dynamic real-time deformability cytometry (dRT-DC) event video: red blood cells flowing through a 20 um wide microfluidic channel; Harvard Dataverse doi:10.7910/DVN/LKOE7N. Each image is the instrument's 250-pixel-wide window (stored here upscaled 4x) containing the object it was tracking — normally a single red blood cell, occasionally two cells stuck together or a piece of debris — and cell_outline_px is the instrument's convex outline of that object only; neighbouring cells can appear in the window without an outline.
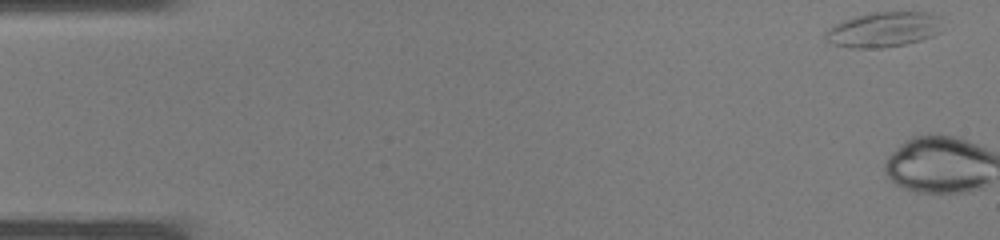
{"species": "common noctule bat (a hibernating species)", "species_latin": "Nyctalus noctula", "temperature_condition": "warm", "stored_images_in_passage": 2, "camera_frame_rate_fps": 3000, "um_per_image_px": 0.085, "animal": {"sex": "male", "body_mass_g": 19.0, "forearm_length_mm": 50.8}, "frame": {"image": 1, "passage_image": 1, "time_ms": 0.0, "image_size_px": [1000, 240], "cell_outline_px": [[940, 32], [932, 36], [920, 40], [904, 44], [880, 48], [852, 48], [832, 44], [824, 40], [824, 32], [836, 24], [844, 20], [856, 16], [872, 12], [928, 12], [940, 16]], "centroid_in_image_um": [75.09, 2.51], "position_along_channel_um": 9.9, "area_um2": 23.93}}